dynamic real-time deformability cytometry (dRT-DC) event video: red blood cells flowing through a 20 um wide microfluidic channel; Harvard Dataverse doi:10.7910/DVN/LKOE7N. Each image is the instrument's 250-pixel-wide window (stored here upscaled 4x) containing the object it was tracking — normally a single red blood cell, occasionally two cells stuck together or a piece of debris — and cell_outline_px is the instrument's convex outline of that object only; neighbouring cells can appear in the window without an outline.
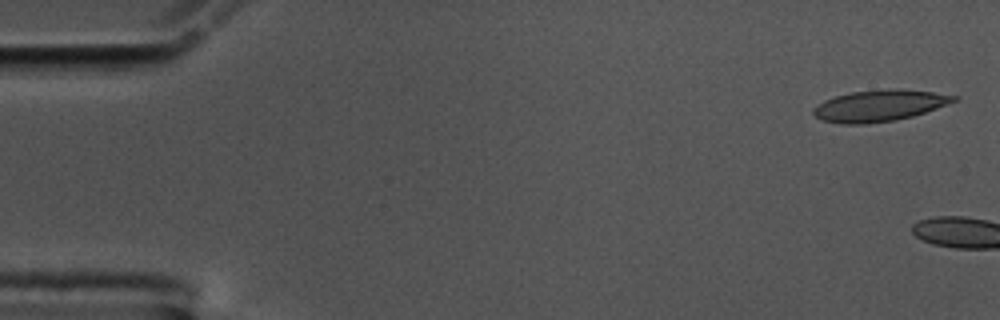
{"species": "common noctule bat (a hibernating species)", "species_latin": "Nyctalus noctula", "temperature_condition": "cold", "stored_images_in_passage": 4, "camera_frame_rate_fps": 3000, "um_per_image_px": 0.085, "animal": {"sex": "male", "body_mass_g": 17.5, "forearm_length_mm": 52.3}, "frame": {"image": 1, "passage_image": 2, "time_ms": 0.333, "image_size_px": [1000, 320], "cell_outline_px": [[960, 100], [912, 116], [896, 120], [864, 124], [840, 124], [820, 120], [812, 112], [812, 108], [824, 100], [836, 96], [852, 92], [888, 88], [900, 88], [932, 92], [960, 96]], "centroid_in_image_um": [74.76, 8.97], "position_along_channel_um": 10.2, "area_um2": 25.89}}